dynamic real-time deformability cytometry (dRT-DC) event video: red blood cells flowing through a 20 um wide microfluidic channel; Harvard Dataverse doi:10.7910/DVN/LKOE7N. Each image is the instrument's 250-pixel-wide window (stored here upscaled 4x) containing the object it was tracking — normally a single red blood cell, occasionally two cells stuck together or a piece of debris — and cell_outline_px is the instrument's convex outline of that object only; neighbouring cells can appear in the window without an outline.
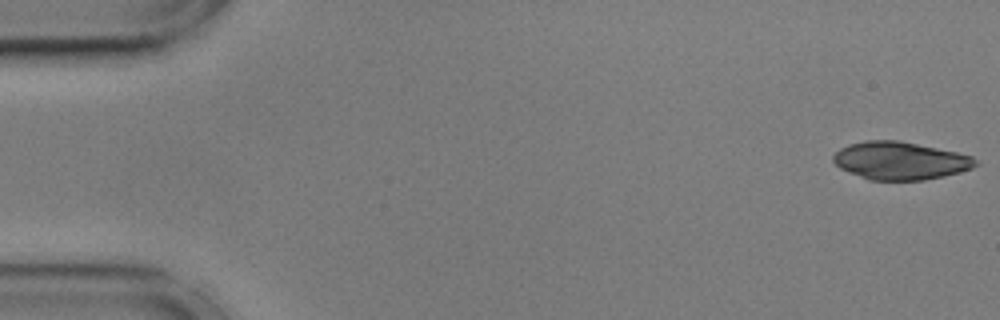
{"species": "common noctule bat (a hibernating species)", "species_latin": "Nyctalus noctula", "temperature_condition": "cold", "stored_images_in_passage": 15, "camera_frame_rate_fps": 3000, "um_per_image_px": 0.085, "animal": {"sex": "male", "body_mass_g": 17.9, "forearm_length_mm": 54.2}, "frame": {"image": 1, "passage_image": 1, "time_ms": 0.0, "image_size_px": [1000, 320], "cell_outline_px": [[980, 164], [972, 168], [960, 172], [944, 176], [924, 180], [868, 180], [848, 172], [840, 168], [832, 160], [832, 156], [840, 148], [848, 144], [864, 140], [900, 140], [956, 152], [972, 156]], "centroid_in_image_um": [76.5, 13.66], "position_along_channel_um": 8.5, "area_um2": 31.56}}